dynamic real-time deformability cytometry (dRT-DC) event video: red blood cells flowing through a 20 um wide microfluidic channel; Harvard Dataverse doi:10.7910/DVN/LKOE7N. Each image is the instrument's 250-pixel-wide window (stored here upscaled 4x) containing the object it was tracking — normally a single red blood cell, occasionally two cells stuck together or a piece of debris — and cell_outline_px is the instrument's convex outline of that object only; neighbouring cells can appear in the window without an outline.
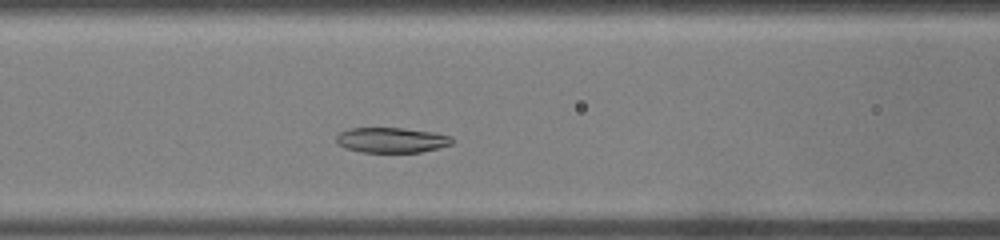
{"species": "common noctule bat (a hibernating species)", "species_latin": "Nyctalus noctula", "temperature_condition": "warm", "stored_images_in_passage": 31, "camera_frame_rate_fps": 3000, "um_per_image_px": 0.085, "animal": {"sex": "male", "body_mass_g": 19.0, "forearm_length_mm": 50.8}, "frame": {"image": 1, "passage_image": 9, "time_ms": 2.667, "image_size_px": [1000, 240], "cell_outline_px": [[452, 144], [420, 152], [360, 152], [344, 148], [336, 140], [336, 136], [340, 132], [352, 128], [404, 128], [436, 132], [452, 136]], "centroid_in_image_um": [33.29, 11.9], "position_along_channel_um": 133.3, "area_um2": 16.99}}
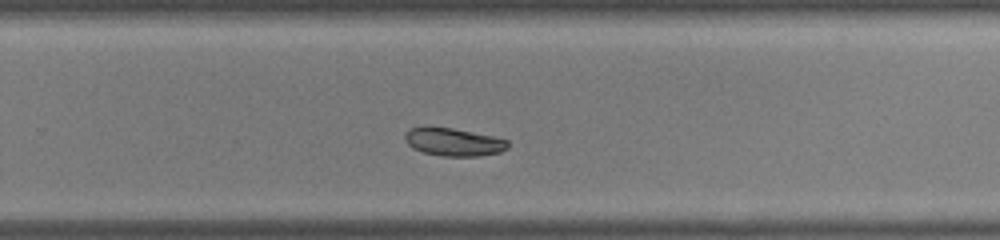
{"frame": {"image": 2, "passage_image": 18, "time_ms": 5.667, "image_size_px": [1000, 240], "cell_outline_px": [[508, 148], [500, 152], [480, 156], [440, 156], [424, 152], [412, 148], [404, 140], [404, 132], [408, 128], [424, 124], [428, 124], [452, 128], [492, 136], [508, 140]], "centroid_in_image_um": [38.46, 12.03], "position_along_channel_um": 291.3, "area_um2": 17.28}}
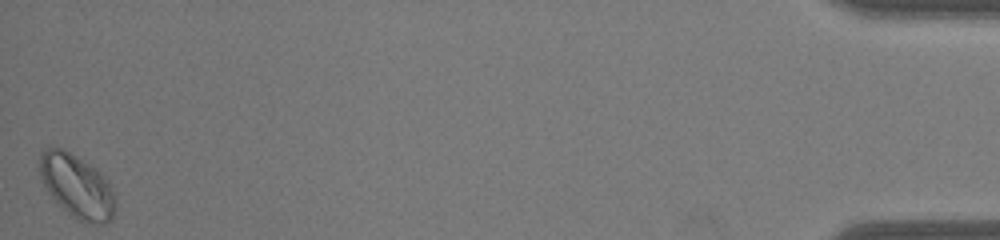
{"frame": {"image": 3, "passage_image": 31, "time_ms": 10.0, "image_size_px": [1000, 240], "cell_outline_px": [[116, 204], [112, 220], [104, 224], [92, 224], [76, 220], [60, 208], [48, 192], [40, 176], [40, 152], [44, 148], [64, 148], [100, 172], [108, 180], [112, 188], [116, 200]], "centroid_in_image_um": [6.55, 15.87], "position_along_channel_um": 428.6, "area_um2": 28.32}}